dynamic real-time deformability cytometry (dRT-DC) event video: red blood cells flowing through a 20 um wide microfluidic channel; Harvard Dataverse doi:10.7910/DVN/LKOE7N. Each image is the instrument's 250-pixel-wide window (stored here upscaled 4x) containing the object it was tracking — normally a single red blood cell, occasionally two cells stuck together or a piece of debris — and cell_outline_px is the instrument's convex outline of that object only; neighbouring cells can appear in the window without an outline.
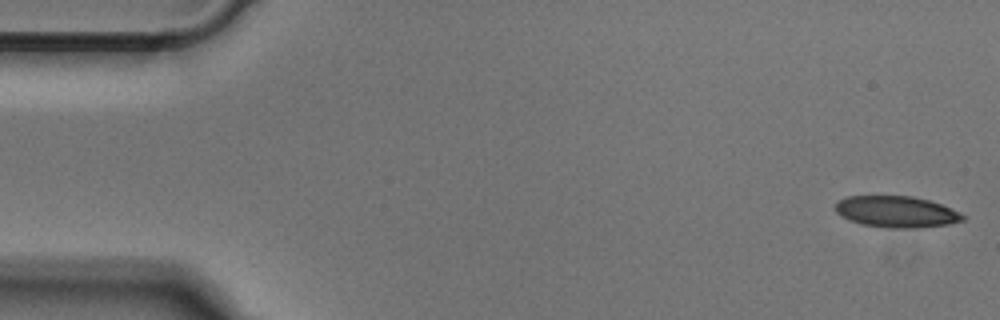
{"species": "Egyptian fruit bat (a non-hibernating species)", "species_latin": "Rousettus aegyptiacus", "temperature_condition": "cold", "stored_images_in_passage": 50, "camera_frame_rate_fps": 3000, "um_per_image_px": 0.085, "animal": {"sex": "male"}, "frame": {"image": 1, "passage_image": 1, "time_ms": 0.0, "image_size_px": [1000, 320], "cell_outline_px": [[964, 220], [948, 224], [920, 228], [888, 228], [860, 224], [848, 220], [840, 216], [836, 212], [836, 200], [848, 196], [912, 196], [928, 200], [940, 204], [960, 212], [964, 216]], "centroid_in_image_um": [76.16, 18.0], "position_along_channel_um": 8.8, "area_um2": 23.41}}
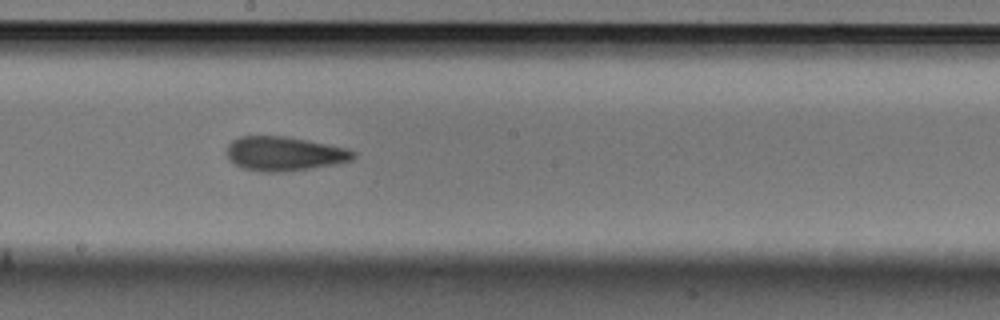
{"frame": {"image": 2, "passage_image": 27, "time_ms": 8.667, "image_size_px": [1000, 320], "cell_outline_px": [[356, 156], [352, 160], [336, 164], [312, 168], [284, 172], [260, 172], [240, 168], [228, 160], [224, 152], [228, 144], [232, 140], [240, 136], [284, 136], [308, 140], [348, 148], [356, 152]], "centroid_in_image_um": [24.12, 13.07], "position_along_channel_um": 224.1, "area_um2": 25.78}}
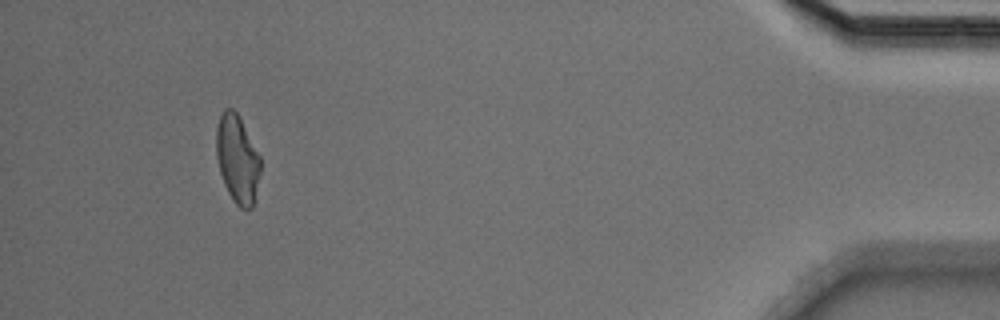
{"frame": {"image": 3, "passage_image": 47, "time_ms": 15.333, "image_size_px": [1000, 320], "cell_outline_px": [[260, 172], [252, 208], [240, 208], [236, 204], [228, 192], [224, 184], [220, 172], [216, 156], [216, 128], [220, 116], [224, 108], [232, 108], [240, 116], [260, 156]], "centroid_in_image_um": [20.16, 13.48], "position_along_channel_um": 415.0, "area_um2": 22.6}}